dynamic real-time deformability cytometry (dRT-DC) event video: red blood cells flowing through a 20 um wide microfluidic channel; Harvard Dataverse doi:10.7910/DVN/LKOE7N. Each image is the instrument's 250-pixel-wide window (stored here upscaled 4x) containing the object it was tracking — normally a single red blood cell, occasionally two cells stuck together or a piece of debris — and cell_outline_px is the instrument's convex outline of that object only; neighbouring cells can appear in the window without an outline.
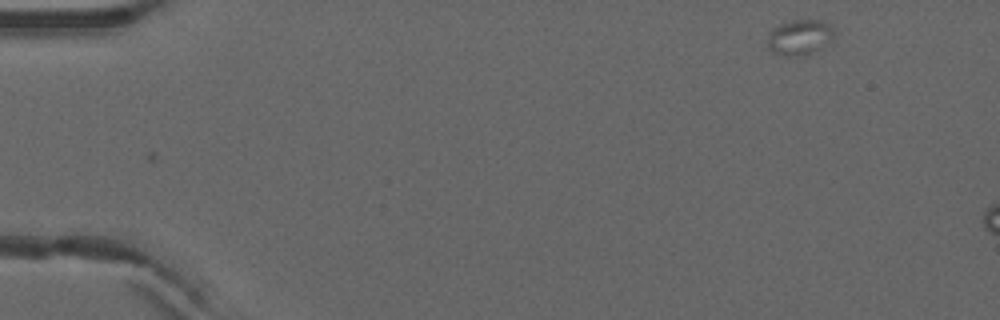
{"species": "common noctule bat (a hibernating species)", "species_latin": "Nyctalus noctula", "temperature_condition": "warm", "stored_images_in_passage": 4, "camera_frame_rate_fps": 3000, "um_per_image_px": 0.085, "animal": {"sex": "male", "forearm_length_mm": 52.5}, "frame": {"image": 1, "passage_image": 1, "time_ms": 0.0, "image_size_px": [1000, 320], "cell_outline_px": [[836, 36], [832, 40], [820, 48], [804, 56], [788, 56], [772, 52], [768, 48], [768, 32], [772, 28], [780, 24], [792, 20], [820, 20], [836, 28]], "centroid_in_image_um": [68.0, 3.16], "position_along_channel_um": 17.0, "area_um2": 13.99}}